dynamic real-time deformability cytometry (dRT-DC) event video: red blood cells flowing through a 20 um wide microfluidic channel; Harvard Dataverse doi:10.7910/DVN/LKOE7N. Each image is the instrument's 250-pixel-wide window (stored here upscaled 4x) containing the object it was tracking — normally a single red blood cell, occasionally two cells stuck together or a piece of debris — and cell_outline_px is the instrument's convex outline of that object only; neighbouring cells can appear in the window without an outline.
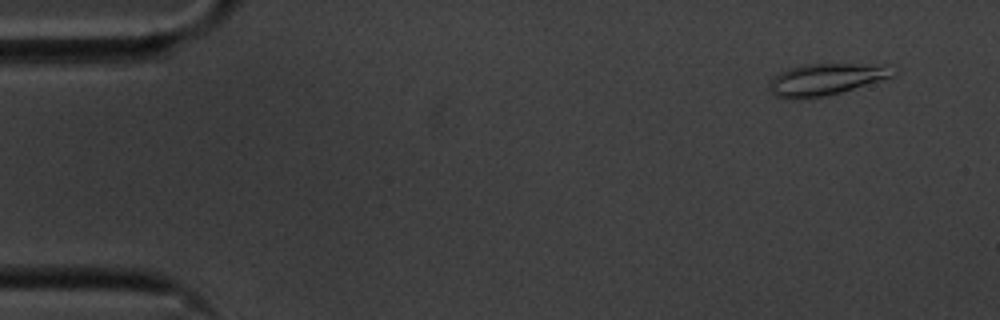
{"species": "common noctule bat (a hibernating species)", "species_latin": "Nyctalus noctula", "temperature_condition": "cold", "stored_images_in_passage": 57, "segment_of_instrument_passage": [1, 2], "camera_frame_rate_fps": 3000, "um_per_image_px": 0.085, "animal": {"sex": "male", "body_mass_g": 20.1, "forearm_length_mm": 53.5}, "frame": {"image": 1, "passage_image": 4, "time_ms": 1.0, "image_size_px": [1000, 320], "cell_outline_px": [[900, 68], [892, 76], [840, 92], [808, 100], [788, 100], [776, 96], [772, 92], [768, 84], [780, 72], [788, 68], [804, 64], [888, 64]], "centroid_in_image_um": [70.22, 6.74], "position_along_channel_um": 14.8, "area_um2": 23.12}}
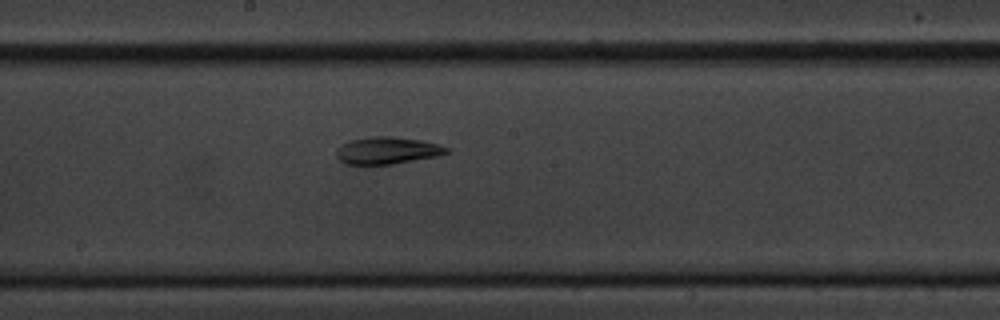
{"frame": {"image": 2, "passage_image": 30, "time_ms": 9.667, "image_size_px": [1000, 320], "cell_outline_px": [[452, 148], [448, 152], [436, 156], [392, 164], [344, 164], [336, 156], [336, 148], [340, 144], [348, 140], [372, 136], [392, 136], [420, 140]], "centroid_in_image_um": [32.86, 12.78], "position_along_channel_um": 215.3, "area_um2": 17.46}}
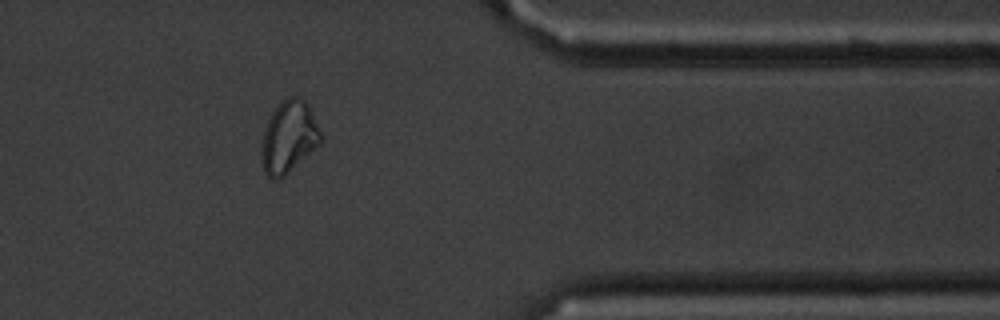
{"frame": {"image": 3, "passage_image": 46, "time_ms": 15.0, "image_size_px": [1000, 320], "cell_outline_px": [[320, 144], [316, 148], [284, 176], [276, 180], [272, 180], [264, 172], [260, 160], [260, 152], [264, 132], [268, 120], [272, 112], [288, 96], [296, 96], [304, 100], [308, 104], [312, 112], [320, 132]], "centroid_in_image_um": [24.52, 11.68], "position_along_channel_um": 386.9, "area_um2": 24.68}}